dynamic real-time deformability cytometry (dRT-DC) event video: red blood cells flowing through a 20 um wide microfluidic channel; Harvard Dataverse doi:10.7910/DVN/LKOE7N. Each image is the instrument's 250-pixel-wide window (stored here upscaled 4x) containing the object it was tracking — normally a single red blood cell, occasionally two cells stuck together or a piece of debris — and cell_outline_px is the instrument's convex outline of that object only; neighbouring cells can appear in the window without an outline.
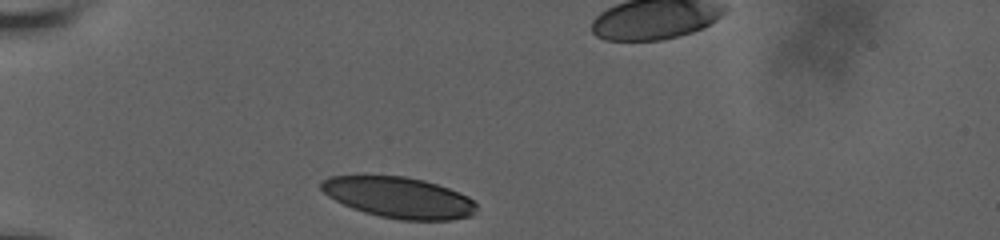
{"species": "human", "species_latin": "Homo sapiens", "temperature_condition": "room temperature", "stored_images_in_passage": 13, "camera_frame_rate_fps": 3000, "um_per_image_px": 0.085, "donor": {"sex": "male"}, "frame": {"image": 1, "passage_image": 1, "time_ms": 0.0, "image_size_px": [1000, 240], "cell_outline_px": [[476, 208], [472, 216], [452, 220], [400, 220], [380, 216], [364, 212], [352, 208], [328, 196], [320, 188], [320, 180], [328, 176], [404, 176], [424, 180], [448, 188], [468, 196], [476, 204]], "centroid_in_image_um": [33.9, 16.79], "position_along_channel_um": 51.1, "area_um2": 36.99}}
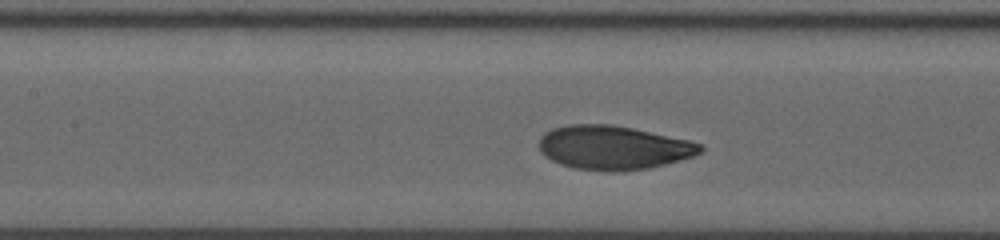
{"frame": {"image": 2, "passage_image": 9, "time_ms": 3.667, "image_size_px": [1000, 240], "cell_outline_px": [[704, 148], [700, 152], [692, 156], [680, 160], [648, 168], [620, 172], [604, 172], [572, 168], [560, 164], [544, 156], [540, 152], [540, 136], [544, 132], [552, 128], [568, 124], [612, 124], [632, 128], [688, 140], [704, 144]], "centroid_in_image_um": [52.1, 12.55], "position_along_channel_um": 155.3, "area_um2": 41.56}}
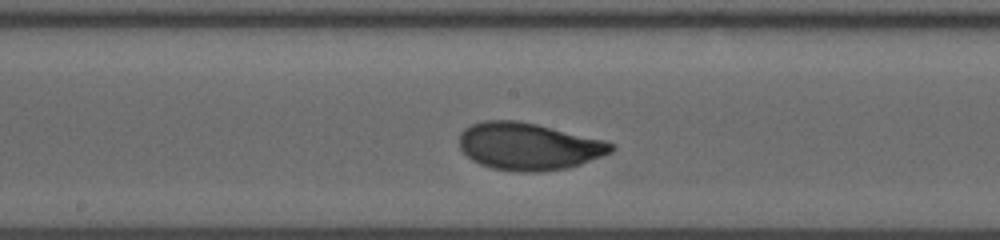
{"frame": {"image": 3, "passage_image": 12, "time_ms": 5.0, "image_size_px": [1000, 240], "cell_outline_px": [[616, 148], [612, 152], [580, 164], [568, 168], [540, 172], [520, 172], [492, 168], [480, 164], [472, 160], [460, 148], [460, 132], [464, 128], [472, 124], [484, 120], [516, 120], [536, 124], [604, 140], [616, 144]], "centroid_in_image_um": [44.94, 12.44], "position_along_channel_um": 203.3, "area_um2": 41.85}}